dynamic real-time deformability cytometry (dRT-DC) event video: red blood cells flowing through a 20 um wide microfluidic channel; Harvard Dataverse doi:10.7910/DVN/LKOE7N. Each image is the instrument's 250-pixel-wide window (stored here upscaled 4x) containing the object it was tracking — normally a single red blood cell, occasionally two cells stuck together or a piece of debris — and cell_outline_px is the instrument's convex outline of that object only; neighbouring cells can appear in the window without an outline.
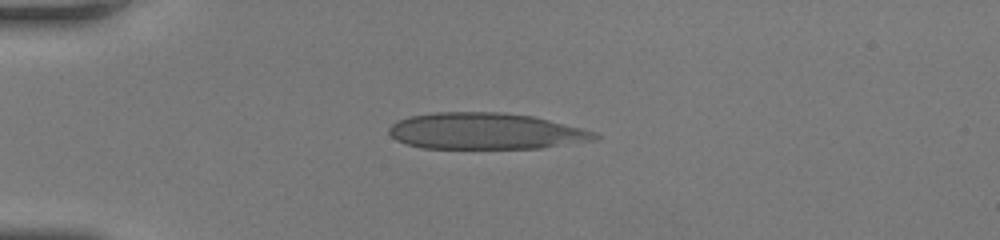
{"species": "human", "species_latin": "Homo sapiens", "temperature_condition": "room temperature", "stored_images_in_passage": 38, "camera_frame_rate_fps": 3000, "um_per_image_px": 0.085, "donor": {"sex": "female"}, "frame": {"image": 1, "passage_image": 1, "time_ms": 0.0, "image_size_px": [1000, 240], "cell_outline_px": [[600, 136], [596, 140], [540, 148], [420, 148], [396, 140], [388, 132], [388, 128], [396, 120], [408, 116], [436, 112], [500, 112], [532, 116], [596, 132]], "centroid_in_image_um": [41.23, 11.15], "position_along_channel_um": 43.8, "area_um2": 43.58}}
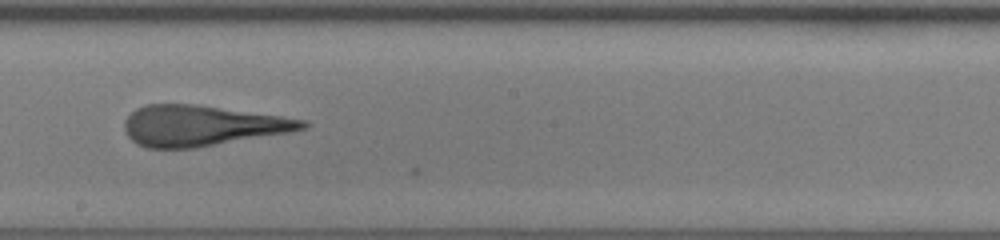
{"frame": {"image": 2, "passage_image": 17, "time_ms": 5.333, "image_size_px": [1000, 240], "cell_outline_px": [[308, 128], [288, 132], [196, 148], [148, 148], [136, 144], [128, 136], [124, 128], [124, 120], [136, 108], [148, 104], [196, 104], [308, 120]], "centroid_in_image_um": [17.13, 10.68], "position_along_channel_um": 231.1, "area_um2": 41.96}}
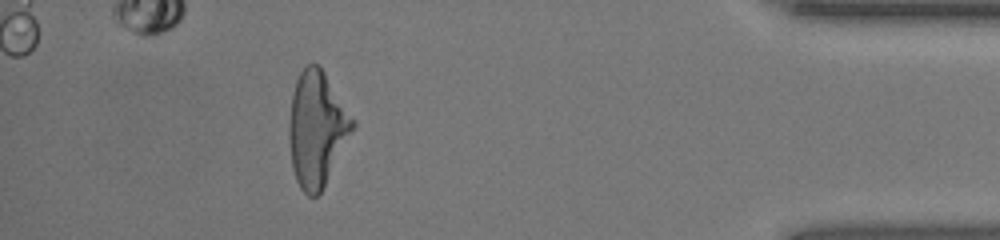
{"frame": {"image": 3, "passage_image": 33, "time_ms": 10.667, "image_size_px": [1000, 240], "cell_outline_px": [[356, 124], [320, 192], [316, 196], [308, 196], [300, 188], [296, 180], [292, 168], [288, 140], [288, 124], [292, 96], [296, 80], [300, 72], [308, 64], [320, 64], [356, 120]], "centroid_in_image_um": [26.92, 10.91], "position_along_channel_um": 408.3, "area_um2": 42.6}, "authors_computed_cell_mechanics": {"area_um2": 42.772, "velocity_mm_per_s": 4.1745, "shape_relaxation_time_tau1_ms": 5.3333, "shape_relaxation_time_tau2_ms": 0.9734, "deformation_change_tau1": 0.2296, "deformation_change_tau2": 0.1327}}